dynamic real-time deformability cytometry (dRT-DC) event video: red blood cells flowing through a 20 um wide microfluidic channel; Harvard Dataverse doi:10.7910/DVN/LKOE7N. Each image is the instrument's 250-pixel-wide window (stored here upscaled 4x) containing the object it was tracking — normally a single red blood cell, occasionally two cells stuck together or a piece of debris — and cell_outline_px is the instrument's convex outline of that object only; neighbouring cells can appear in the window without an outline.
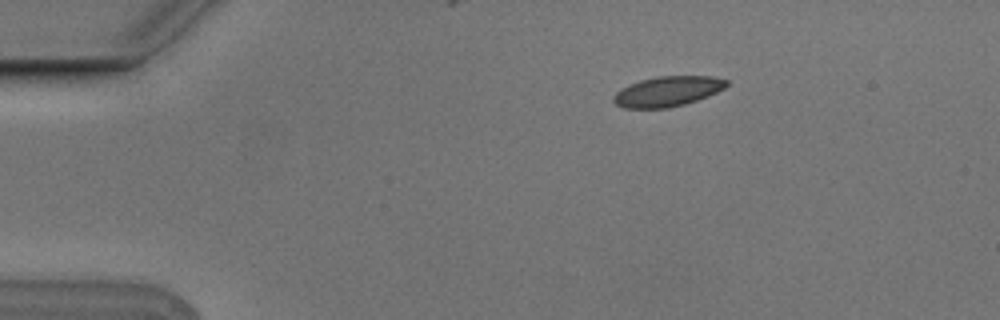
{"species": "Egyptian fruit bat (a non-hibernating species)", "species_latin": "Rousettus aegyptiacus", "temperature_condition": "cold", "stored_images_in_passage": 5, "camera_frame_rate_fps": 3000, "um_per_image_px": 0.085, "animal": {"sex": "male"}, "frame": {"image": 1, "passage_image": 5, "time_ms": 1.333, "image_size_px": [1000, 320], "cell_outline_px": [[728, 84], [724, 88], [708, 96], [684, 104], [668, 108], [624, 108], [616, 104], [612, 100], [612, 96], [620, 88], [640, 80], [656, 76], [712, 76], [728, 80]], "centroid_in_image_um": [56.71, 7.76], "position_along_channel_um": 28.3, "area_um2": 19.88}}